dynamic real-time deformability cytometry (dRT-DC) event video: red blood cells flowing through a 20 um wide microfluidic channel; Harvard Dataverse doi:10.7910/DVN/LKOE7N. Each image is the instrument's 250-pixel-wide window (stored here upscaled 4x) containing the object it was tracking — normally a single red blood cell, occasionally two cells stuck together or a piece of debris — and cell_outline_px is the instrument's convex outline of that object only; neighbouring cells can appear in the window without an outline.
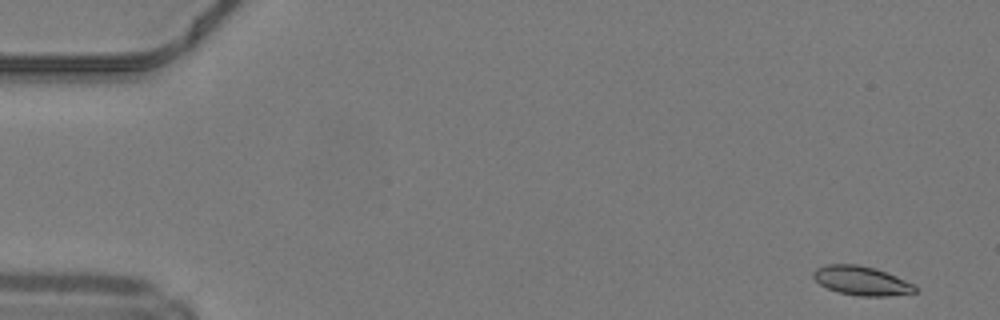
{"species": "common noctule bat (a hibernating species)", "species_latin": "Nyctalus noctula", "temperature_condition": "warm", "stored_images_in_passage": 48, "camera_frame_rate_fps": 3000, "um_per_image_px": 0.085, "animal": {"sex": "male", "body_mass_g": 19.2, "forearm_length_mm": 51.8}, "frame": {"image": 1, "passage_image": 1, "time_ms": 0.0, "image_size_px": [1000, 320], "cell_outline_px": [[920, 288], [916, 292], [888, 296], [860, 296], [836, 292], [820, 284], [812, 276], [812, 272], [816, 268], [824, 264], [856, 264], [876, 268], [916, 284]], "centroid_in_image_um": [73.25, 23.86], "position_along_channel_um": 11.7, "area_um2": 17.51}}
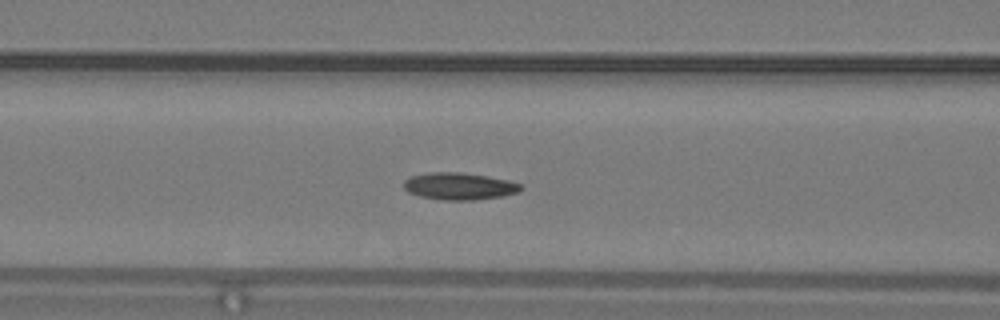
{"frame": {"image": 2, "passage_image": 19, "time_ms": 6.0, "image_size_px": [1000, 320], "cell_outline_px": [[524, 188], [520, 192], [504, 196], [476, 200], [440, 200], [420, 196], [408, 192], [404, 188], [404, 180], [408, 176], [428, 172], [460, 172], [488, 176], [508, 180], [520, 184]], "centroid_in_image_um": [39.04, 15.83], "position_along_channel_um": 127.6, "area_um2": 18.79}}
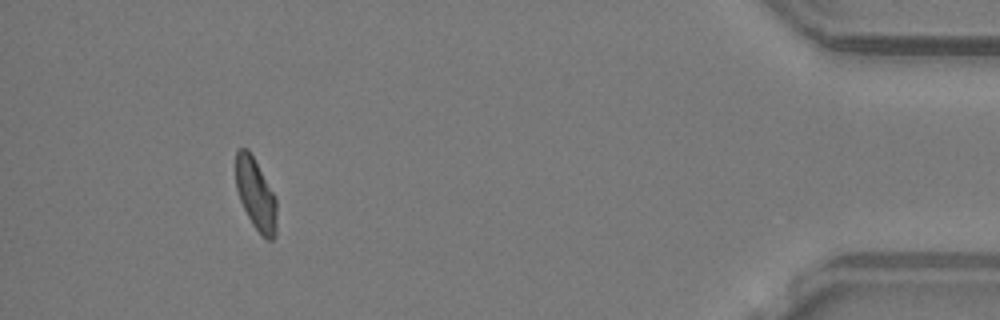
{"frame": {"image": 3, "passage_image": 44, "time_ms": 14.333, "image_size_px": [1000, 320], "cell_outline_px": [[276, 236], [272, 240], [268, 240], [252, 224], [240, 200], [236, 188], [236, 148], [248, 148], [272, 192], [276, 200]], "centroid_in_image_um": [21.72, 16.51], "position_along_channel_um": 413.5, "area_um2": 16.65}, "authors_computed_cell_mechanics": {"area_um2": 17.5134, "velocity_mm_per_s": 4.2078, "shape_relaxation_time_tau1_ms": 4.9761, "shape_relaxation_time_tau2_ms": 2.5911, "deformation_change_tau1": 0.145, "deformation_change_tau2": 0.0787}}